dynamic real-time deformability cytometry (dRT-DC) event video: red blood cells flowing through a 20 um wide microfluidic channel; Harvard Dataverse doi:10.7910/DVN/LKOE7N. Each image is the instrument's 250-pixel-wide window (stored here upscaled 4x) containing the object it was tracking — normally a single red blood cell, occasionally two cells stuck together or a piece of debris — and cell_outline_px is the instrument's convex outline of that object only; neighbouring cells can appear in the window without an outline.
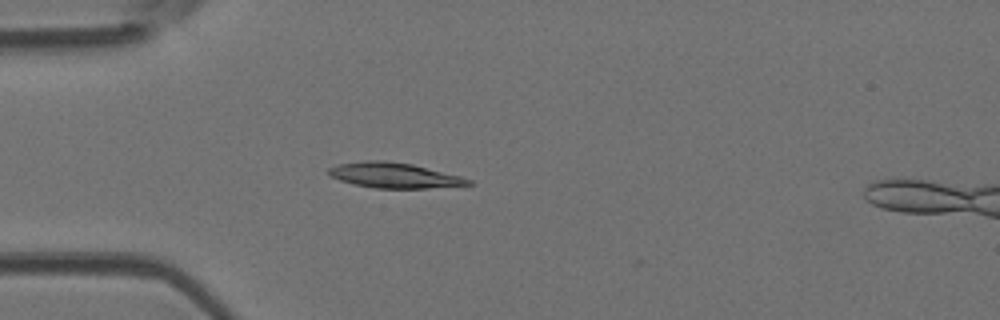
{"species": "Egyptian fruit bat (a non-hibernating species)", "species_latin": "Rousettus aegyptiacus", "temperature_condition": "room temperature", "stored_images_in_passage": 1, "camera_frame_rate_fps": 3000, "um_per_image_px": 0.085, "animal": {"sex": "female"}, "frame": {"image": 1, "passage_image": 1, "time_ms": 0.0, "image_size_px": [1000, 320], "cell_outline_px": [[472, 184], [428, 188], [376, 188], [356, 184], [340, 180], [328, 176], [328, 168], [340, 164], [368, 160], [384, 160], [412, 164], [460, 176], [472, 180]], "centroid_in_image_um": [33.49, 14.9], "position_along_channel_um": 51.5, "area_um2": 20.29}}